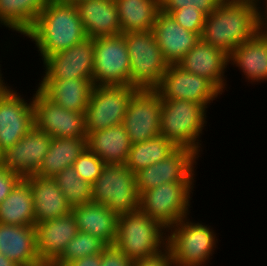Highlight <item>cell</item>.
<instances>
[{
	"label": "cell",
	"mask_w": 267,
	"mask_h": 266,
	"mask_svg": "<svg viewBox=\"0 0 267 266\" xmlns=\"http://www.w3.org/2000/svg\"><path fill=\"white\" fill-rule=\"evenodd\" d=\"M0 223L19 226L35 225L31 187L24 178L0 203Z\"/></svg>",
	"instance_id": "cell-31"
},
{
	"label": "cell",
	"mask_w": 267,
	"mask_h": 266,
	"mask_svg": "<svg viewBox=\"0 0 267 266\" xmlns=\"http://www.w3.org/2000/svg\"><path fill=\"white\" fill-rule=\"evenodd\" d=\"M86 148V138H52L48 152L35 175L53 178L72 166Z\"/></svg>",
	"instance_id": "cell-29"
},
{
	"label": "cell",
	"mask_w": 267,
	"mask_h": 266,
	"mask_svg": "<svg viewBox=\"0 0 267 266\" xmlns=\"http://www.w3.org/2000/svg\"><path fill=\"white\" fill-rule=\"evenodd\" d=\"M71 208L92 202V184L70 166L53 177Z\"/></svg>",
	"instance_id": "cell-33"
},
{
	"label": "cell",
	"mask_w": 267,
	"mask_h": 266,
	"mask_svg": "<svg viewBox=\"0 0 267 266\" xmlns=\"http://www.w3.org/2000/svg\"><path fill=\"white\" fill-rule=\"evenodd\" d=\"M23 37L37 48L40 63L87 38L76 6L58 0L48 1Z\"/></svg>",
	"instance_id": "cell-1"
},
{
	"label": "cell",
	"mask_w": 267,
	"mask_h": 266,
	"mask_svg": "<svg viewBox=\"0 0 267 266\" xmlns=\"http://www.w3.org/2000/svg\"><path fill=\"white\" fill-rule=\"evenodd\" d=\"M259 31L256 5L222 0L206 15L201 39L229 55Z\"/></svg>",
	"instance_id": "cell-2"
},
{
	"label": "cell",
	"mask_w": 267,
	"mask_h": 266,
	"mask_svg": "<svg viewBox=\"0 0 267 266\" xmlns=\"http://www.w3.org/2000/svg\"><path fill=\"white\" fill-rule=\"evenodd\" d=\"M22 177L0 165V203L11 193Z\"/></svg>",
	"instance_id": "cell-39"
},
{
	"label": "cell",
	"mask_w": 267,
	"mask_h": 266,
	"mask_svg": "<svg viewBox=\"0 0 267 266\" xmlns=\"http://www.w3.org/2000/svg\"><path fill=\"white\" fill-rule=\"evenodd\" d=\"M21 266H58V265L55 262L39 260L32 264L21 265Z\"/></svg>",
	"instance_id": "cell-44"
},
{
	"label": "cell",
	"mask_w": 267,
	"mask_h": 266,
	"mask_svg": "<svg viewBox=\"0 0 267 266\" xmlns=\"http://www.w3.org/2000/svg\"><path fill=\"white\" fill-rule=\"evenodd\" d=\"M131 145L123 124L90 132L86 137L87 149L105 164H125Z\"/></svg>",
	"instance_id": "cell-26"
},
{
	"label": "cell",
	"mask_w": 267,
	"mask_h": 266,
	"mask_svg": "<svg viewBox=\"0 0 267 266\" xmlns=\"http://www.w3.org/2000/svg\"><path fill=\"white\" fill-rule=\"evenodd\" d=\"M199 160V156L190 149L177 147L163 160L135 173L139 195L163 183L196 182Z\"/></svg>",
	"instance_id": "cell-12"
},
{
	"label": "cell",
	"mask_w": 267,
	"mask_h": 266,
	"mask_svg": "<svg viewBox=\"0 0 267 266\" xmlns=\"http://www.w3.org/2000/svg\"><path fill=\"white\" fill-rule=\"evenodd\" d=\"M130 57V85L155 90L168 68L152 31L122 34Z\"/></svg>",
	"instance_id": "cell-7"
},
{
	"label": "cell",
	"mask_w": 267,
	"mask_h": 266,
	"mask_svg": "<svg viewBox=\"0 0 267 266\" xmlns=\"http://www.w3.org/2000/svg\"><path fill=\"white\" fill-rule=\"evenodd\" d=\"M107 246L100 238L79 231L67 244L65 251L55 263L58 266H65L67 263L85 256L102 253Z\"/></svg>",
	"instance_id": "cell-34"
},
{
	"label": "cell",
	"mask_w": 267,
	"mask_h": 266,
	"mask_svg": "<svg viewBox=\"0 0 267 266\" xmlns=\"http://www.w3.org/2000/svg\"><path fill=\"white\" fill-rule=\"evenodd\" d=\"M137 90L132 85L93 86L85 110L86 133L122 124L129 101Z\"/></svg>",
	"instance_id": "cell-9"
},
{
	"label": "cell",
	"mask_w": 267,
	"mask_h": 266,
	"mask_svg": "<svg viewBox=\"0 0 267 266\" xmlns=\"http://www.w3.org/2000/svg\"><path fill=\"white\" fill-rule=\"evenodd\" d=\"M48 1L0 0V27L11 30L16 37L24 36L32 28Z\"/></svg>",
	"instance_id": "cell-28"
},
{
	"label": "cell",
	"mask_w": 267,
	"mask_h": 266,
	"mask_svg": "<svg viewBox=\"0 0 267 266\" xmlns=\"http://www.w3.org/2000/svg\"><path fill=\"white\" fill-rule=\"evenodd\" d=\"M104 166L105 163L87 148L72 165L78 176L91 184H93L101 174Z\"/></svg>",
	"instance_id": "cell-35"
},
{
	"label": "cell",
	"mask_w": 267,
	"mask_h": 266,
	"mask_svg": "<svg viewBox=\"0 0 267 266\" xmlns=\"http://www.w3.org/2000/svg\"><path fill=\"white\" fill-rule=\"evenodd\" d=\"M121 32L152 31L160 0H115Z\"/></svg>",
	"instance_id": "cell-30"
},
{
	"label": "cell",
	"mask_w": 267,
	"mask_h": 266,
	"mask_svg": "<svg viewBox=\"0 0 267 266\" xmlns=\"http://www.w3.org/2000/svg\"><path fill=\"white\" fill-rule=\"evenodd\" d=\"M162 99L156 90L138 89L129 101L123 126L131 144L160 135Z\"/></svg>",
	"instance_id": "cell-14"
},
{
	"label": "cell",
	"mask_w": 267,
	"mask_h": 266,
	"mask_svg": "<svg viewBox=\"0 0 267 266\" xmlns=\"http://www.w3.org/2000/svg\"><path fill=\"white\" fill-rule=\"evenodd\" d=\"M176 148L171 141L159 135L147 141L132 144L125 165L136 173L163 160Z\"/></svg>",
	"instance_id": "cell-32"
},
{
	"label": "cell",
	"mask_w": 267,
	"mask_h": 266,
	"mask_svg": "<svg viewBox=\"0 0 267 266\" xmlns=\"http://www.w3.org/2000/svg\"><path fill=\"white\" fill-rule=\"evenodd\" d=\"M222 0H160V10H177L180 8H197L206 15L212 13Z\"/></svg>",
	"instance_id": "cell-37"
},
{
	"label": "cell",
	"mask_w": 267,
	"mask_h": 266,
	"mask_svg": "<svg viewBox=\"0 0 267 266\" xmlns=\"http://www.w3.org/2000/svg\"><path fill=\"white\" fill-rule=\"evenodd\" d=\"M168 229L140 209L118 215L114 246L133 262L167 249Z\"/></svg>",
	"instance_id": "cell-5"
},
{
	"label": "cell",
	"mask_w": 267,
	"mask_h": 266,
	"mask_svg": "<svg viewBox=\"0 0 267 266\" xmlns=\"http://www.w3.org/2000/svg\"><path fill=\"white\" fill-rule=\"evenodd\" d=\"M192 218L188 215L168 229L167 248L175 266H210L221 241L219 233L212 225Z\"/></svg>",
	"instance_id": "cell-4"
},
{
	"label": "cell",
	"mask_w": 267,
	"mask_h": 266,
	"mask_svg": "<svg viewBox=\"0 0 267 266\" xmlns=\"http://www.w3.org/2000/svg\"><path fill=\"white\" fill-rule=\"evenodd\" d=\"M14 87L0 98V151L13 146L34 127L32 96ZM28 96V97H26Z\"/></svg>",
	"instance_id": "cell-16"
},
{
	"label": "cell",
	"mask_w": 267,
	"mask_h": 266,
	"mask_svg": "<svg viewBox=\"0 0 267 266\" xmlns=\"http://www.w3.org/2000/svg\"><path fill=\"white\" fill-rule=\"evenodd\" d=\"M60 2L63 3H67V4H72V5H77L78 3L82 2V1H86V0H58Z\"/></svg>",
	"instance_id": "cell-46"
},
{
	"label": "cell",
	"mask_w": 267,
	"mask_h": 266,
	"mask_svg": "<svg viewBox=\"0 0 267 266\" xmlns=\"http://www.w3.org/2000/svg\"><path fill=\"white\" fill-rule=\"evenodd\" d=\"M38 80L90 79L94 71V39L83 41L47 57Z\"/></svg>",
	"instance_id": "cell-15"
},
{
	"label": "cell",
	"mask_w": 267,
	"mask_h": 266,
	"mask_svg": "<svg viewBox=\"0 0 267 266\" xmlns=\"http://www.w3.org/2000/svg\"><path fill=\"white\" fill-rule=\"evenodd\" d=\"M164 13L170 14L173 19L183 28L202 35L206 14L197 8H180L177 10H161Z\"/></svg>",
	"instance_id": "cell-36"
},
{
	"label": "cell",
	"mask_w": 267,
	"mask_h": 266,
	"mask_svg": "<svg viewBox=\"0 0 267 266\" xmlns=\"http://www.w3.org/2000/svg\"><path fill=\"white\" fill-rule=\"evenodd\" d=\"M133 261L116 246L108 245L101 253V266H132Z\"/></svg>",
	"instance_id": "cell-38"
},
{
	"label": "cell",
	"mask_w": 267,
	"mask_h": 266,
	"mask_svg": "<svg viewBox=\"0 0 267 266\" xmlns=\"http://www.w3.org/2000/svg\"><path fill=\"white\" fill-rule=\"evenodd\" d=\"M152 32L168 64H178L201 38L161 10L157 13Z\"/></svg>",
	"instance_id": "cell-20"
},
{
	"label": "cell",
	"mask_w": 267,
	"mask_h": 266,
	"mask_svg": "<svg viewBox=\"0 0 267 266\" xmlns=\"http://www.w3.org/2000/svg\"><path fill=\"white\" fill-rule=\"evenodd\" d=\"M0 253L18 266L41 260L36 248L35 225L19 226L0 223Z\"/></svg>",
	"instance_id": "cell-24"
},
{
	"label": "cell",
	"mask_w": 267,
	"mask_h": 266,
	"mask_svg": "<svg viewBox=\"0 0 267 266\" xmlns=\"http://www.w3.org/2000/svg\"><path fill=\"white\" fill-rule=\"evenodd\" d=\"M52 137L33 127L13 146L1 154L0 165L22 178L35 175L46 156Z\"/></svg>",
	"instance_id": "cell-17"
},
{
	"label": "cell",
	"mask_w": 267,
	"mask_h": 266,
	"mask_svg": "<svg viewBox=\"0 0 267 266\" xmlns=\"http://www.w3.org/2000/svg\"><path fill=\"white\" fill-rule=\"evenodd\" d=\"M210 107L194 101L162 99L160 135L176 147L188 148L199 157L204 156L202 135L208 131Z\"/></svg>",
	"instance_id": "cell-3"
},
{
	"label": "cell",
	"mask_w": 267,
	"mask_h": 266,
	"mask_svg": "<svg viewBox=\"0 0 267 266\" xmlns=\"http://www.w3.org/2000/svg\"><path fill=\"white\" fill-rule=\"evenodd\" d=\"M236 2H246V3H250L253 5H257L261 0H234Z\"/></svg>",
	"instance_id": "cell-47"
},
{
	"label": "cell",
	"mask_w": 267,
	"mask_h": 266,
	"mask_svg": "<svg viewBox=\"0 0 267 266\" xmlns=\"http://www.w3.org/2000/svg\"><path fill=\"white\" fill-rule=\"evenodd\" d=\"M185 71L202 76L211 81L223 94L228 92V54L201 38L178 63ZM228 87V89H227Z\"/></svg>",
	"instance_id": "cell-18"
},
{
	"label": "cell",
	"mask_w": 267,
	"mask_h": 266,
	"mask_svg": "<svg viewBox=\"0 0 267 266\" xmlns=\"http://www.w3.org/2000/svg\"><path fill=\"white\" fill-rule=\"evenodd\" d=\"M135 173L125 164H105L92 184V202L106 205L117 215L139 210Z\"/></svg>",
	"instance_id": "cell-8"
},
{
	"label": "cell",
	"mask_w": 267,
	"mask_h": 266,
	"mask_svg": "<svg viewBox=\"0 0 267 266\" xmlns=\"http://www.w3.org/2000/svg\"><path fill=\"white\" fill-rule=\"evenodd\" d=\"M24 179L31 187L35 225L71 212L72 208L53 178L30 175Z\"/></svg>",
	"instance_id": "cell-23"
},
{
	"label": "cell",
	"mask_w": 267,
	"mask_h": 266,
	"mask_svg": "<svg viewBox=\"0 0 267 266\" xmlns=\"http://www.w3.org/2000/svg\"><path fill=\"white\" fill-rule=\"evenodd\" d=\"M33 92L34 126L52 138H86L85 112L69 111L49 99L37 86Z\"/></svg>",
	"instance_id": "cell-11"
},
{
	"label": "cell",
	"mask_w": 267,
	"mask_h": 266,
	"mask_svg": "<svg viewBox=\"0 0 267 266\" xmlns=\"http://www.w3.org/2000/svg\"><path fill=\"white\" fill-rule=\"evenodd\" d=\"M36 248L41 260L55 262L65 251L67 244L79 232L76 220L68 215L35 225Z\"/></svg>",
	"instance_id": "cell-21"
},
{
	"label": "cell",
	"mask_w": 267,
	"mask_h": 266,
	"mask_svg": "<svg viewBox=\"0 0 267 266\" xmlns=\"http://www.w3.org/2000/svg\"><path fill=\"white\" fill-rule=\"evenodd\" d=\"M256 9L258 26L261 31H267V0H261Z\"/></svg>",
	"instance_id": "cell-42"
},
{
	"label": "cell",
	"mask_w": 267,
	"mask_h": 266,
	"mask_svg": "<svg viewBox=\"0 0 267 266\" xmlns=\"http://www.w3.org/2000/svg\"><path fill=\"white\" fill-rule=\"evenodd\" d=\"M36 86L59 106L77 112H85L93 83L90 79L37 80Z\"/></svg>",
	"instance_id": "cell-25"
},
{
	"label": "cell",
	"mask_w": 267,
	"mask_h": 266,
	"mask_svg": "<svg viewBox=\"0 0 267 266\" xmlns=\"http://www.w3.org/2000/svg\"><path fill=\"white\" fill-rule=\"evenodd\" d=\"M0 266H18V265L0 253Z\"/></svg>",
	"instance_id": "cell-45"
},
{
	"label": "cell",
	"mask_w": 267,
	"mask_h": 266,
	"mask_svg": "<svg viewBox=\"0 0 267 266\" xmlns=\"http://www.w3.org/2000/svg\"><path fill=\"white\" fill-rule=\"evenodd\" d=\"M161 99H180L213 105L223 93L208 79L185 71L178 64H169L155 89Z\"/></svg>",
	"instance_id": "cell-13"
},
{
	"label": "cell",
	"mask_w": 267,
	"mask_h": 266,
	"mask_svg": "<svg viewBox=\"0 0 267 266\" xmlns=\"http://www.w3.org/2000/svg\"><path fill=\"white\" fill-rule=\"evenodd\" d=\"M96 85H130V57L122 34L94 38V71Z\"/></svg>",
	"instance_id": "cell-10"
},
{
	"label": "cell",
	"mask_w": 267,
	"mask_h": 266,
	"mask_svg": "<svg viewBox=\"0 0 267 266\" xmlns=\"http://www.w3.org/2000/svg\"><path fill=\"white\" fill-rule=\"evenodd\" d=\"M75 6L88 38L122 34L115 0H86Z\"/></svg>",
	"instance_id": "cell-22"
},
{
	"label": "cell",
	"mask_w": 267,
	"mask_h": 266,
	"mask_svg": "<svg viewBox=\"0 0 267 266\" xmlns=\"http://www.w3.org/2000/svg\"><path fill=\"white\" fill-rule=\"evenodd\" d=\"M237 68L242 79L253 86L267 82V31H259L254 37L235 48L228 55V70Z\"/></svg>",
	"instance_id": "cell-19"
},
{
	"label": "cell",
	"mask_w": 267,
	"mask_h": 266,
	"mask_svg": "<svg viewBox=\"0 0 267 266\" xmlns=\"http://www.w3.org/2000/svg\"><path fill=\"white\" fill-rule=\"evenodd\" d=\"M132 266H175V263L167 248L155 256L134 261Z\"/></svg>",
	"instance_id": "cell-40"
},
{
	"label": "cell",
	"mask_w": 267,
	"mask_h": 266,
	"mask_svg": "<svg viewBox=\"0 0 267 266\" xmlns=\"http://www.w3.org/2000/svg\"><path fill=\"white\" fill-rule=\"evenodd\" d=\"M65 266H101V253L77 259Z\"/></svg>",
	"instance_id": "cell-41"
},
{
	"label": "cell",
	"mask_w": 267,
	"mask_h": 266,
	"mask_svg": "<svg viewBox=\"0 0 267 266\" xmlns=\"http://www.w3.org/2000/svg\"><path fill=\"white\" fill-rule=\"evenodd\" d=\"M196 182L163 183L143 191L139 196V209L166 229L176 225L191 210ZM192 208V209H190Z\"/></svg>",
	"instance_id": "cell-6"
},
{
	"label": "cell",
	"mask_w": 267,
	"mask_h": 266,
	"mask_svg": "<svg viewBox=\"0 0 267 266\" xmlns=\"http://www.w3.org/2000/svg\"><path fill=\"white\" fill-rule=\"evenodd\" d=\"M0 63H2V59H0ZM2 70H5V69H2V64H0V98L5 96L14 86V84L11 85L10 82L8 83L6 77L3 76L4 75L3 73L5 72Z\"/></svg>",
	"instance_id": "cell-43"
},
{
	"label": "cell",
	"mask_w": 267,
	"mask_h": 266,
	"mask_svg": "<svg viewBox=\"0 0 267 266\" xmlns=\"http://www.w3.org/2000/svg\"><path fill=\"white\" fill-rule=\"evenodd\" d=\"M71 212L80 232L98 237L107 245L114 244L118 215L106 205L90 202L73 207Z\"/></svg>",
	"instance_id": "cell-27"
}]
</instances>
